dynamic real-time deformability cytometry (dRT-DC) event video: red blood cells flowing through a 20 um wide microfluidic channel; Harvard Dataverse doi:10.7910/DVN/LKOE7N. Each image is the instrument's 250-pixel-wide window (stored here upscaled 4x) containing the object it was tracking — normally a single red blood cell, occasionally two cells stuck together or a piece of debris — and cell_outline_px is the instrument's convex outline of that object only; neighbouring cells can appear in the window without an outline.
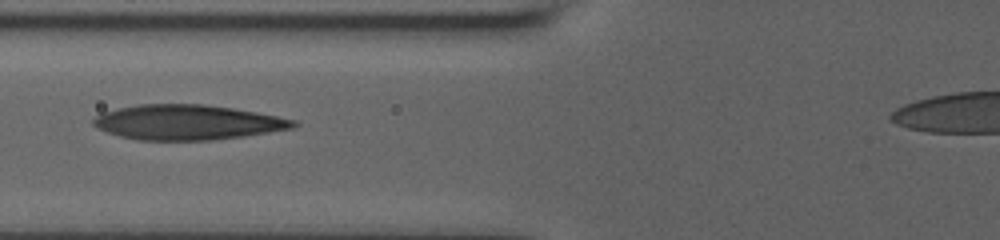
{"species": "human", "species_latin": "Homo sapiens", "temperature_condition": "room temperature", "stored_images_in_passage": 8, "camera_frame_rate_fps": 3000, "um_per_image_px": 0.085, "donor": {"sex": "male"}, "frame": {"image": 1, "passage_image": 4, "time_ms": 3.333, "image_size_px": [1000, 240], "cell_outline_px": [[300, 124], [292, 128], [244, 136], [212, 140], [140, 140], [120, 136], [96, 128], [92, 124], [92, 120], [100, 112], [116, 108], [140, 104], [204, 104], [232, 108], [256, 112], [296, 120]], "centroid_in_image_um": [15.9, 10.39], "position_along_channel_um": 109.9, "area_um2": 40.81}}
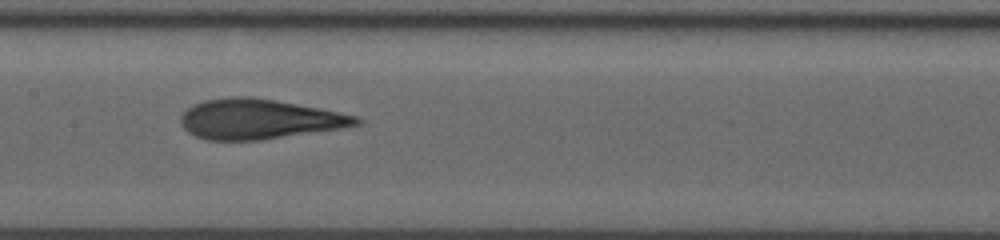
{"frame": {"image": 2, "passage_image": 6, "time_ms": 5.333, "image_size_px": [1000, 240], "cell_outline_px": [[364, 120], [360, 124], [344, 128], [260, 140], [204, 140], [188, 132], [180, 124], [180, 116], [188, 108], [204, 100], [236, 96], [248, 96], [276, 100], [320, 108], [356, 116]], "centroid_in_image_um": [22.03, 10.13], "position_along_channel_um": 185.4, "area_um2": 40.86}}
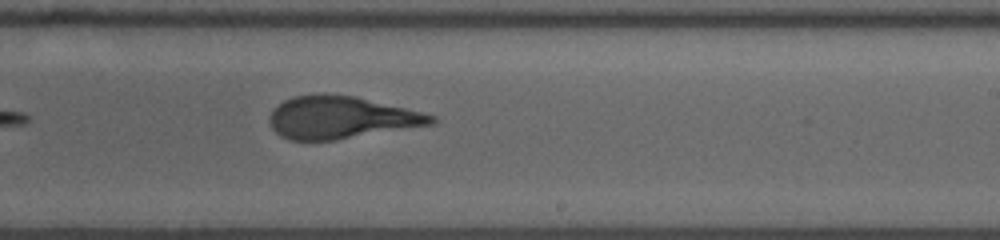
{"frame": {"image": 3, "passage_image": 8, "time_ms": 7.333, "image_size_px": [1000, 240], "cell_outline_px": [[436, 124], [336, 140], [288, 140], [280, 136], [272, 128], [268, 120], [268, 116], [272, 108], [284, 100], [292, 96], [356, 96], [436, 116]], "centroid_in_image_um": [28.96, 10.02], "position_along_channel_um": 260.0, "area_um2": 39.54}}